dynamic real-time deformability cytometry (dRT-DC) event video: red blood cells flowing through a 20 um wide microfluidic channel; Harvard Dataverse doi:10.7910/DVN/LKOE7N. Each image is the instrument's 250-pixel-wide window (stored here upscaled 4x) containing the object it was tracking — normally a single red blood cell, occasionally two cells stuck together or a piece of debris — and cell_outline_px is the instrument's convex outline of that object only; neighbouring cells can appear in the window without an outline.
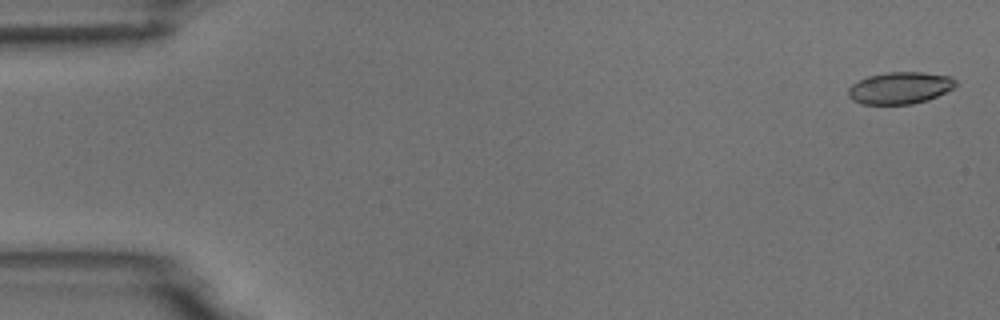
{"species": "common noctule bat (a hibernating species)", "species_latin": "Nyctalus noctula", "temperature_condition": "room temperature", "stored_images_in_passage": 5, "camera_frame_rate_fps": 3000, "um_per_image_px": 0.085, "animal": {"sex": "male", "body_mass_g": 18.8}, "frame": {"image": 1, "passage_image": 1, "time_ms": 0.0, "image_size_px": [1000, 320], "cell_outline_px": [[956, 88], [928, 100], [912, 104], [864, 104], [852, 100], [848, 96], [848, 88], [852, 84], [868, 76], [888, 72], [920, 72], [948, 76], [956, 80]], "centroid_in_image_um": [76.51, 7.48], "position_along_channel_um": 8.5, "area_um2": 20.0}}
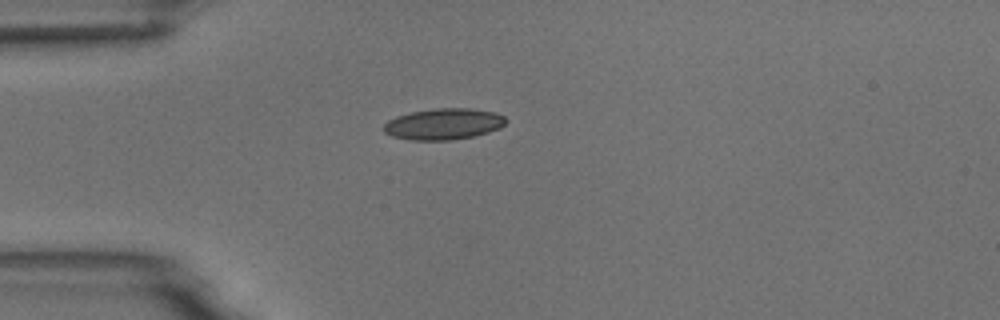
{"frame": {"image": 2, "passage_image": 5, "time_ms": 4.333, "image_size_px": [1000, 320], "cell_outline_px": [[508, 120], [500, 128], [488, 132], [472, 136], [452, 140], [408, 140], [392, 136], [384, 132], [384, 124], [388, 120], [396, 116], [412, 112], [436, 108], [472, 108], [492, 112], [504, 116]], "centroid_in_image_um": [37.7, 10.54], "position_along_channel_um": 47.3, "area_um2": 22.2}}